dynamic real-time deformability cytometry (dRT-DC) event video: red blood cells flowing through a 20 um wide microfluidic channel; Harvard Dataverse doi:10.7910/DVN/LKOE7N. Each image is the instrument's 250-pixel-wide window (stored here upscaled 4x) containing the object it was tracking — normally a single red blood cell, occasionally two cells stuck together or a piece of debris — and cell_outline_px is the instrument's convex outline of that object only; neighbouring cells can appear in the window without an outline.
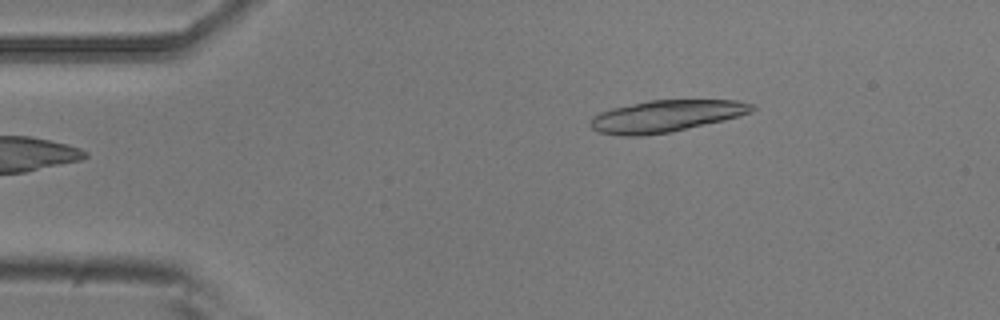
{"species": "common noctule bat (a hibernating species)", "species_latin": "Nyctalus noctula", "temperature_condition": "room temperature", "stored_images_in_passage": 3, "camera_frame_rate_fps": 3000, "um_per_image_px": 0.085, "animal": {"sex": "male", "body_mass_g": 20.5, "forearm_length_mm": 52.5}, "frame": {"image": 1, "passage_image": 1, "time_ms": 0.0, "image_size_px": [1000, 320], "cell_outline_px": [[756, 108], [740, 116], [724, 120], [672, 132], [640, 136], [620, 136], [600, 132], [592, 128], [588, 124], [592, 116], [600, 112], [612, 108], [648, 100], [736, 100], [752, 104]], "centroid_in_image_um": [56.57, 9.87], "position_along_channel_um": 28.4, "area_um2": 30.0}}